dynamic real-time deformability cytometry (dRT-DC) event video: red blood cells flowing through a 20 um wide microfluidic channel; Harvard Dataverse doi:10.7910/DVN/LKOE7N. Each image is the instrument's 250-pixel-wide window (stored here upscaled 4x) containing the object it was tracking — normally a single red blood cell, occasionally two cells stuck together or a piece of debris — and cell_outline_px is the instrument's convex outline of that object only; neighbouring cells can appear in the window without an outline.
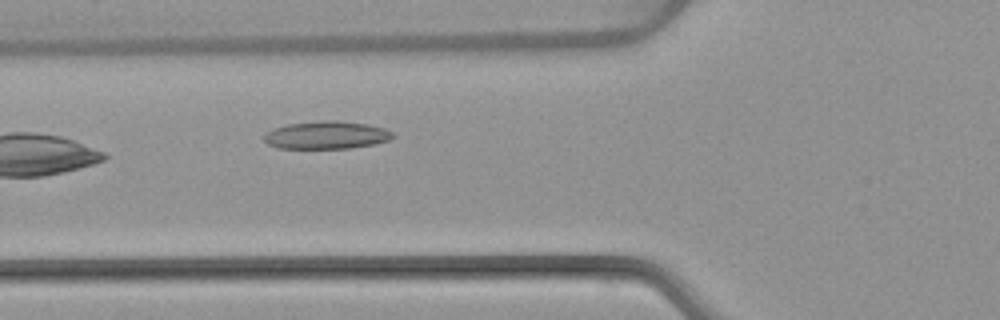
{"species": "common noctule bat (a hibernating species)", "species_latin": "Nyctalus noctula", "temperature_condition": "warm", "stored_images_in_passage": 5, "camera_frame_rate_fps": 3000, "um_per_image_px": 0.085, "animal": {"sex": "female", "body_mass_g": 22.7, "forearm_length_mm": 54.2}, "frame": {"image": 1, "passage_image": 5, "time_ms": 5.667, "image_size_px": [1000, 320], "cell_outline_px": [[396, 136], [388, 140], [376, 144], [348, 148], [280, 148], [268, 144], [264, 140], [264, 136], [268, 132], [276, 128], [288, 124], [324, 120], [336, 120], [368, 124], [384, 128], [392, 132]], "centroid_in_image_um": [27.8, 11.48], "position_along_channel_um": 98.0, "area_um2": 20.69}}